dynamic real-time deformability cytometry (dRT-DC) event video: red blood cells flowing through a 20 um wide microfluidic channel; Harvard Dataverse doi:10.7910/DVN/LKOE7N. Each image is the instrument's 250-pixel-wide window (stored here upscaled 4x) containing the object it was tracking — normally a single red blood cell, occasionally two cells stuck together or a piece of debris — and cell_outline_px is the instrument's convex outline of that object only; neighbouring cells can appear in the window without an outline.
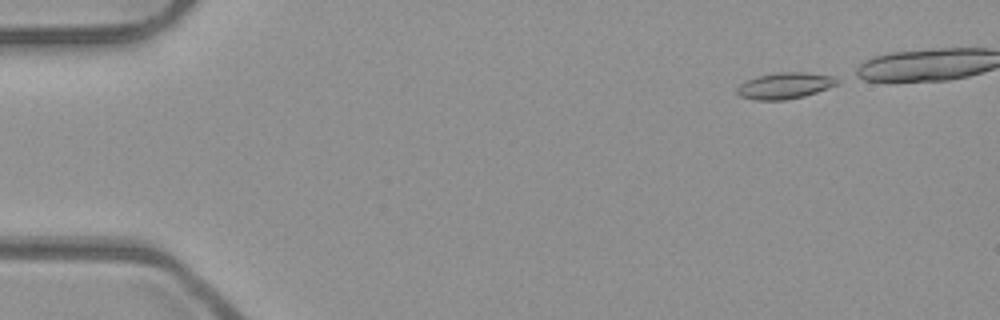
{"species": "common noctule bat (a hibernating species)", "species_latin": "Nyctalus noctula", "temperature_condition": "room temperature", "stored_images_in_passage": 38, "camera_frame_rate_fps": 3000, "um_per_image_px": 0.085, "animal": {"sex": "male", "body_mass_g": 23.1, "forearm_length_mm": 52.7}, "frame": {"image": 1, "passage_image": 1, "time_ms": 0.0, "image_size_px": [1000, 320], "cell_outline_px": [[840, 80], [836, 84], [816, 92], [804, 96], [784, 100], [752, 100], [740, 96], [736, 92], [736, 88], [744, 80], [776, 72], [804, 72], [832, 76]], "centroid_in_image_um": [66.65, 7.28], "position_along_channel_um": 18.3, "area_um2": 15.26}}
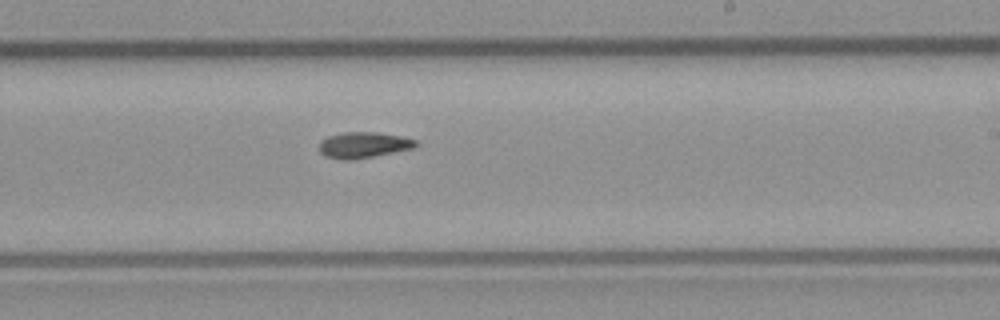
{"frame": {"image": 2, "passage_image": 27, "time_ms": 8.667, "image_size_px": [1000, 320], "cell_outline_px": [[420, 144], [412, 148], [372, 156], [348, 160], [344, 160], [324, 156], [320, 152], [320, 140], [328, 136], [344, 132], [376, 132], [400, 136], [416, 140]], "centroid_in_image_um": [30.87, 12.31], "position_along_channel_um": 258.1, "area_um2": 14.39}}
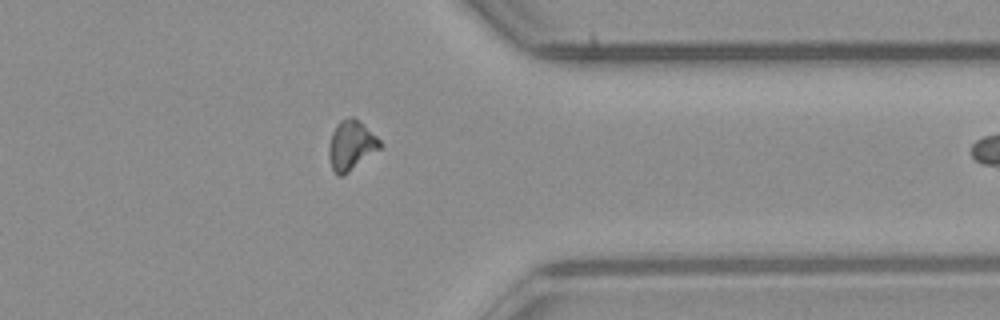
{"frame": {"image": 3, "passage_image": 37, "time_ms": 12.0, "image_size_px": [1000, 320], "cell_outline_px": [[380, 148], [344, 176], [336, 176], [332, 168], [328, 156], [328, 144], [332, 132], [336, 124], [340, 120], [352, 116], [360, 120], [380, 140]], "centroid_in_image_um": [29.81, 12.35], "position_along_channel_um": 381.6, "area_um2": 14.91}}